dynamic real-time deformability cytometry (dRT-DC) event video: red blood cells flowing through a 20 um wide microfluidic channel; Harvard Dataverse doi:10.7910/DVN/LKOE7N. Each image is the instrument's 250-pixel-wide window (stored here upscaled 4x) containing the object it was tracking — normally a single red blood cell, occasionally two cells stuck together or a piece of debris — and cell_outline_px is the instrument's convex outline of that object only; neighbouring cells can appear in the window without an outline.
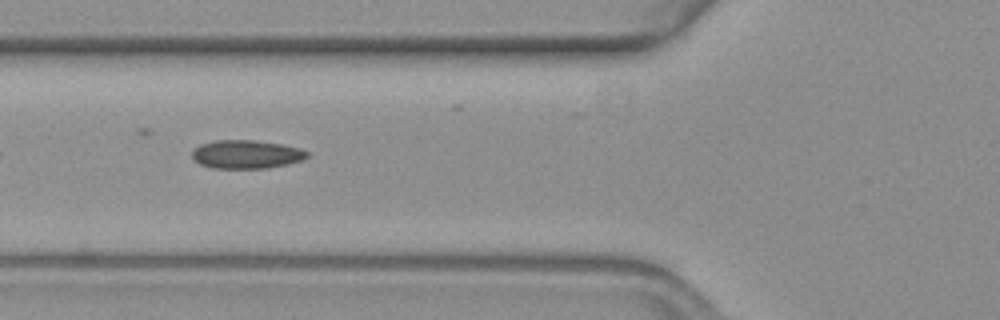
{"species": "common noctule bat (a hibernating species)", "species_latin": "Nyctalus noctula", "temperature_condition": "warm", "stored_images_in_passage": 19, "camera_frame_rate_fps": 3000, "um_per_image_px": 0.085, "animal": {"sex": "female", "body_mass_g": 19.3, "forearm_length_mm": 54.1}, "frame": {"image": 1, "passage_image": 6, "time_ms": 1.667, "image_size_px": [1000, 320], "cell_outline_px": [[308, 156], [300, 160], [288, 164], [268, 168], [212, 168], [200, 164], [192, 160], [192, 152], [200, 144], [216, 140], [256, 140], [284, 144], [300, 148], [308, 152]], "centroid_in_image_um": [20.93, 13.11], "position_along_channel_um": 104.9, "area_um2": 19.19}}
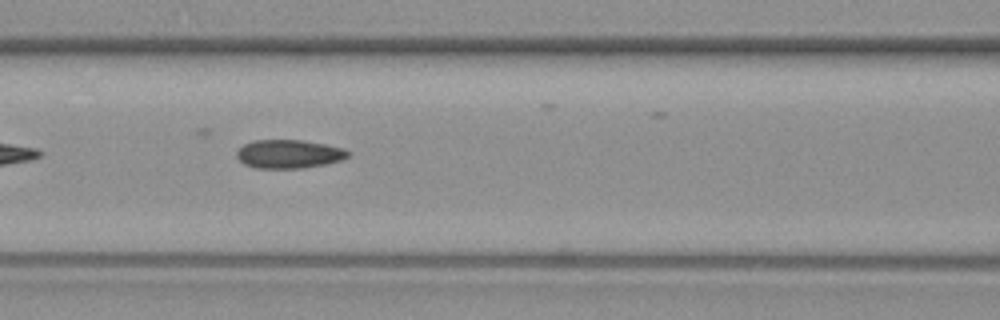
{"frame": {"image": 2, "passage_image": 9, "time_ms": 2.667, "image_size_px": [1000, 320], "cell_outline_px": [[352, 152], [344, 160], [304, 168], [256, 168], [244, 164], [236, 156], [236, 152], [244, 144], [256, 140], [304, 140], [344, 148]], "centroid_in_image_um": [24.59, 13.09], "position_along_channel_um": 142.0, "area_um2": 18.61}}
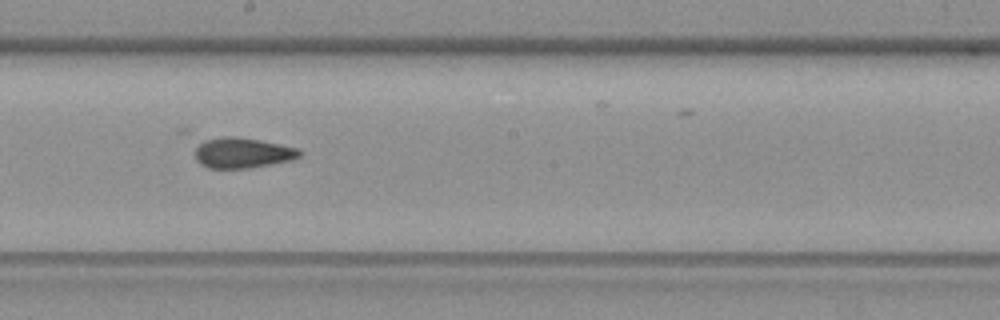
{"frame": {"image": 3, "passage_image": 16, "time_ms": 5.0, "image_size_px": [1000, 320], "cell_outline_px": [[304, 152], [300, 156], [292, 160], [248, 168], [208, 168], [200, 164], [196, 160], [196, 148], [204, 140], [224, 136], [236, 136], [260, 140], [300, 148]], "centroid_in_image_um": [20.65, 12.99], "position_along_channel_um": 227.6, "area_um2": 18.61}}